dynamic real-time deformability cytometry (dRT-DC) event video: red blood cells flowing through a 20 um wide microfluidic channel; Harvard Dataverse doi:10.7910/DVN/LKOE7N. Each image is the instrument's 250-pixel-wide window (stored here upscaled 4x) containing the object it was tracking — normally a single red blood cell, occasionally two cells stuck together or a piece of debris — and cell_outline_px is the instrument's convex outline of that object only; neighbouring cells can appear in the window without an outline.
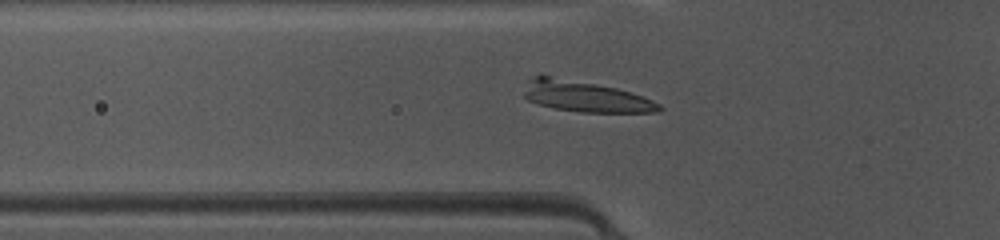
{"species": "common noctule bat (a hibernating species)", "species_latin": "Nyctalus noctula", "temperature_condition": "warm", "stored_images_in_passage": 33, "camera_frame_rate_fps": 3000, "um_per_image_px": 0.085, "animal": {"sex": "female", "body_mass_g": 10.0, "forearm_length_mm": 53.1}, "frame": {"image": 1, "passage_image": 12, "time_ms": 3.667, "image_size_px": [1000, 240], "cell_outline_px": [[664, 108], [660, 112], [580, 112], [556, 108], [540, 104], [528, 100], [524, 96], [524, 92], [528, 80], [532, 76], [540, 72], [616, 88], [652, 100], [660, 104]], "centroid_in_image_um": [49.68, 8.16], "position_along_channel_um": 76.1, "area_um2": 24.57}}
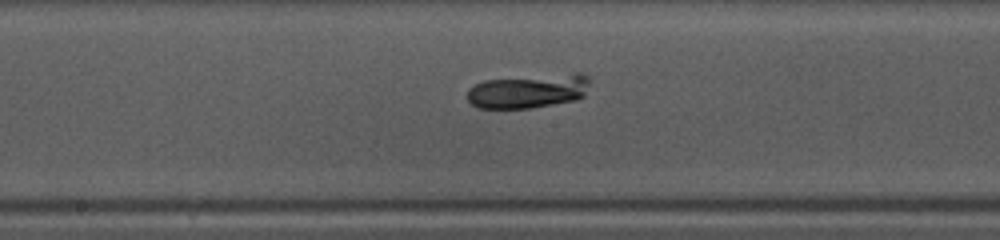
{"frame": {"image": 2, "passage_image": 21, "time_ms": 6.667, "image_size_px": [1000, 240], "cell_outline_px": [[592, 80], [584, 96], [576, 100], [532, 108], [476, 108], [468, 100], [468, 88], [484, 80], [572, 72], [584, 72], [592, 76]], "centroid_in_image_um": [45.01, 7.71], "position_along_channel_um": 203.2, "area_um2": 24.97}}
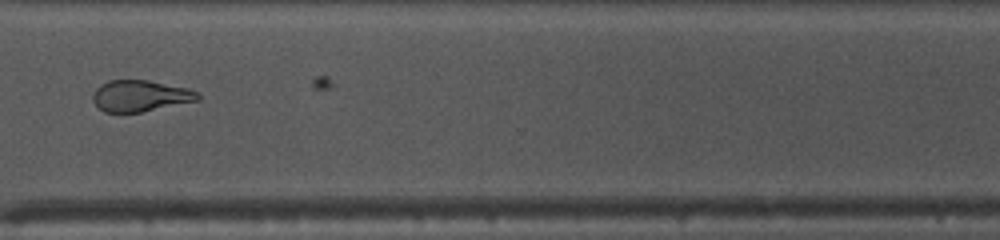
{"frame": {"image": 3, "passage_image": 32, "time_ms": 10.333, "image_size_px": [1000, 240], "cell_outline_px": [[200, 100], [140, 112], [104, 112], [92, 100], [92, 92], [100, 84], [108, 80], [148, 80], [188, 88], [200, 92]], "centroid_in_image_um": [11.93, 8.14], "position_along_channel_um": 358.7, "area_um2": 19.25}}